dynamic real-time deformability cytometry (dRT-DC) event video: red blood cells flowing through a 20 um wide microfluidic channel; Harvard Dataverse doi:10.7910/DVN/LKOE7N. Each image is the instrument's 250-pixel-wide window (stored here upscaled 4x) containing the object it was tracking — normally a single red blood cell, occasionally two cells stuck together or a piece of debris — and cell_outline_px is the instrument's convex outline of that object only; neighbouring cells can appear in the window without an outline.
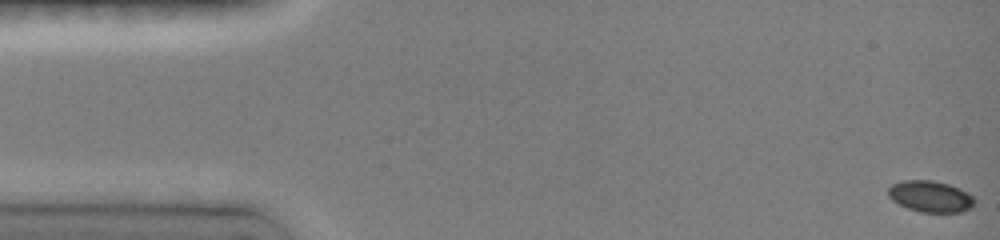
{"species": "common noctule bat (a hibernating species)", "species_latin": "Nyctalus noctula", "temperature_condition": "room temperature", "stored_images_in_passage": 48, "camera_frame_rate_fps": 3000, "um_per_image_px": 0.085, "animal": {"sex": "female", "body_mass_g": 19.0, "forearm_length_mm": 51.5}, "frame": {"image": 1, "passage_image": 1, "time_ms": 0.0, "image_size_px": [1000, 240], "cell_outline_px": [[976, 204], [972, 208], [960, 212], [920, 212], [908, 208], [892, 200], [888, 196], [888, 188], [892, 184], [904, 180], [932, 180], [948, 184], [960, 188], [972, 196], [976, 200]], "centroid_in_image_um": [79.11, 16.7], "position_along_channel_um": 5.9, "area_um2": 15.84}}
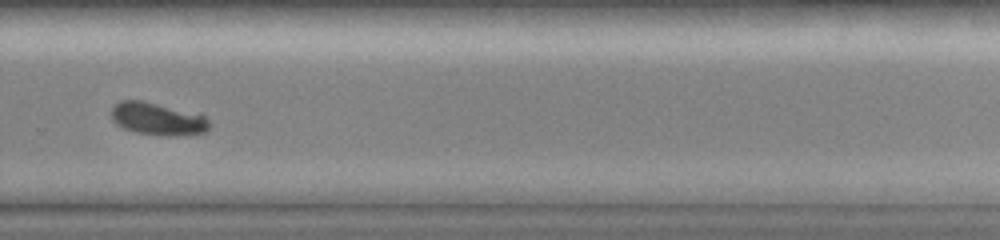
{"frame": {"image": 2, "passage_image": 34, "time_ms": 11.0, "image_size_px": [1000, 240], "cell_outline_px": [[208, 128], [204, 132], [172, 136], [164, 136], [136, 132], [124, 128], [116, 124], [112, 120], [112, 108], [120, 100], [144, 100], [200, 112], [208, 120]], "centroid_in_image_um": [13.41, 10.07], "position_along_channel_um": 316.4, "area_um2": 18.84}}
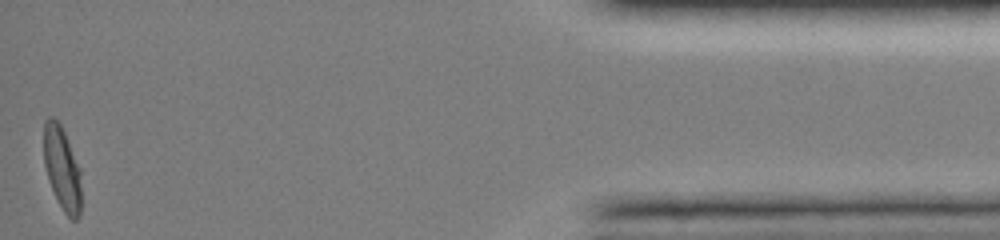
{"frame": {"image": 3, "passage_image": 48, "time_ms": 15.667, "image_size_px": [1000, 240], "cell_outline_px": [[80, 216], [76, 220], [72, 220], [64, 212], [48, 180], [44, 164], [44, 120], [48, 116], [52, 116], [60, 124], [64, 132], [80, 168]], "centroid_in_image_um": [5.27, 14.29], "position_along_channel_um": 429.9, "area_um2": 18.03}, "authors_computed_cell_mechanics": {"area_um2": 18.0336, "velocity_mm_per_s": 4.0007, "shape_relaxation_time_tau1_ms": 2.1103, "shape_relaxation_time_tau2_ms": null, "deformation_change_tau1": 0.1106, "deformation_change_tau2": null}}